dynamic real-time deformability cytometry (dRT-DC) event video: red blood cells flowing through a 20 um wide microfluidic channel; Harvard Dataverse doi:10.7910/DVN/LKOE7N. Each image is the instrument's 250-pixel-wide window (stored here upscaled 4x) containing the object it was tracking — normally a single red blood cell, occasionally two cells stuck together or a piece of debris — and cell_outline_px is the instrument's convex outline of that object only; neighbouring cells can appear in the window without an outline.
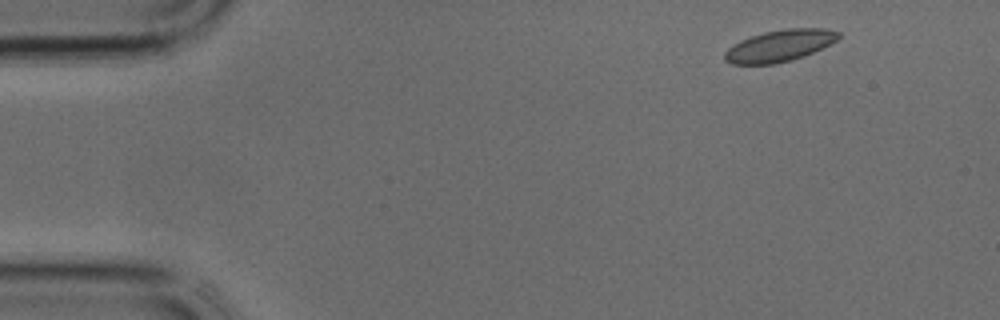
{"species": "common noctule bat (a hibernating species)", "species_latin": "Nyctalus noctula", "temperature_condition": "cold", "stored_images_in_passage": 35, "camera_frame_rate_fps": 3000, "um_per_image_px": 0.085, "animal": {"sex": "male", "body_mass_g": 17.9, "forearm_length_mm": 54.2}, "frame": {"image": 1, "passage_image": 1, "time_ms": 0.0, "image_size_px": [1000, 320], "cell_outline_px": [[840, 36], [836, 40], [804, 56], [792, 60], [776, 64], [732, 64], [724, 60], [724, 52], [732, 44], [740, 40], [764, 32], [788, 28], [824, 28], [840, 32]], "centroid_in_image_um": [66.23, 3.89], "position_along_channel_um": 18.8, "area_um2": 20.92}}
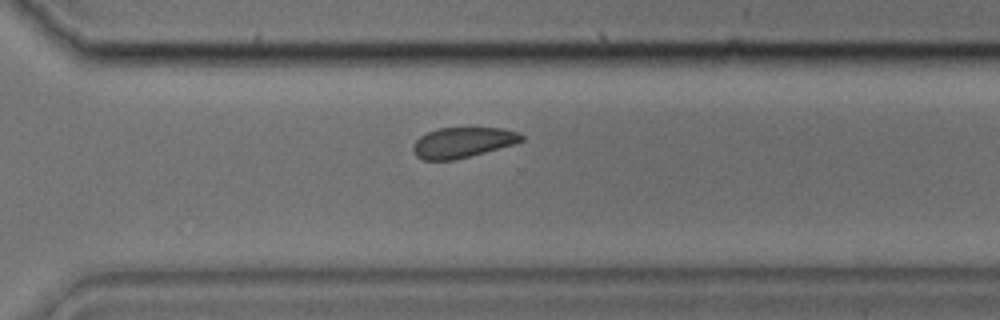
{"frame": {"image": 2, "passage_image": 24, "time_ms": 7.667, "image_size_px": [1000, 320], "cell_outline_px": [[524, 140], [516, 144], [452, 160], [424, 160], [416, 156], [412, 148], [412, 144], [420, 136], [436, 128], [504, 128], [520, 132], [524, 136]], "centroid_in_image_um": [39.34, 12.1], "position_along_channel_um": 331.3, "area_um2": 19.25}}
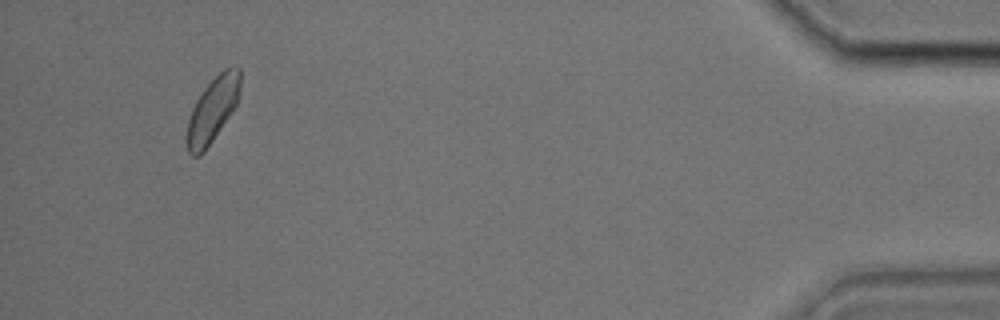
{"frame": {"image": 3, "passage_image": 33, "time_ms": 10.667, "image_size_px": [1000, 320], "cell_outline_px": [[240, 88], [236, 104], [232, 112], [204, 152], [200, 156], [192, 156], [188, 152], [184, 140], [184, 136], [188, 120], [192, 108], [196, 100], [204, 88], [224, 68], [240, 68]], "centroid_in_image_um": [18.02, 9.39], "position_along_channel_um": 417.2, "area_um2": 20.17}}